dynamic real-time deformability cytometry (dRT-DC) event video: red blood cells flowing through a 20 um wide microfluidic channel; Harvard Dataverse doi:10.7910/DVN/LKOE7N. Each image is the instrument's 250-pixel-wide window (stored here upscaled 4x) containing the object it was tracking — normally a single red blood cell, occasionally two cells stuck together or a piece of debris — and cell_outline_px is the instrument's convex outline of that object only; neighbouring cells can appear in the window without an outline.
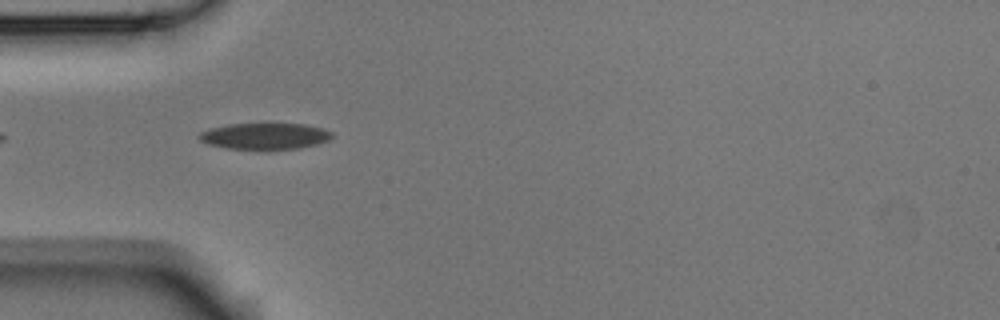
{"species": "Egyptian fruit bat (a non-hibernating species)", "species_latin": "Rousettus aegyptiacus", "temperature_condition": "room temperature", "stored_images_in_passage": 2, "camera_frame_rate_fps": 3000, "um_per_image_px": 0.085, "animal": {"sex": "male"}, "frame": {"image": 1, "passage_image": 1, "time_ms": 0.0, "image_size_px": [1000, 320], "cell_outline_px": [[332, 136], [328, 140], [316, 144], [300, 148], [268, 152], [224, 148], [208, 144], [200, 140], [196, 136], [200, 132], [212, 128], [228, 124], [304, 124], [320, 128], [332, 132]], "centroid_in_image_um": [22.47, 11.62], "position_along_channel_um": 62.5, "area_um2": 20.98}}
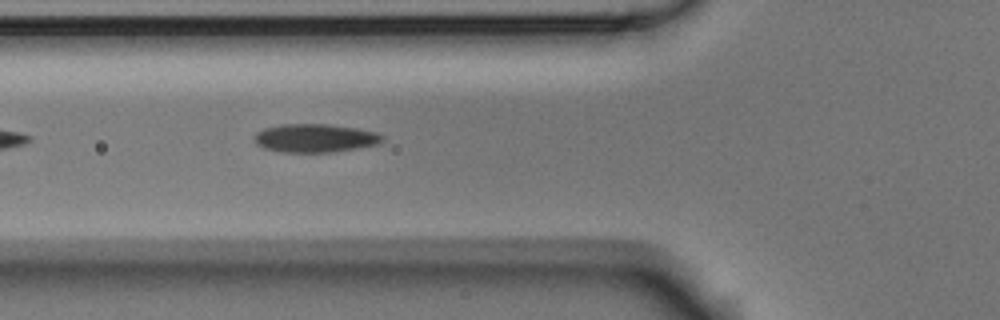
{"frame": {"image": 2, "passage_image": 2, "time_ms": 0.333, "image_size_px": [1000, 320], "cell_outline_px": [[384, 140], [376, 144], [356, 148], [332, 152], [284, 152], [264, 148], [256, 144], [252, 140], [252, 136], [256, 132], [264, 128], [280, 124], [328, 124], [356, 128], [376, 132], [384, 136]], "centroid_in_image_um": [26.72, 11.73], "position_along_channel_um": 99.1, "area_um2": 21.27}}